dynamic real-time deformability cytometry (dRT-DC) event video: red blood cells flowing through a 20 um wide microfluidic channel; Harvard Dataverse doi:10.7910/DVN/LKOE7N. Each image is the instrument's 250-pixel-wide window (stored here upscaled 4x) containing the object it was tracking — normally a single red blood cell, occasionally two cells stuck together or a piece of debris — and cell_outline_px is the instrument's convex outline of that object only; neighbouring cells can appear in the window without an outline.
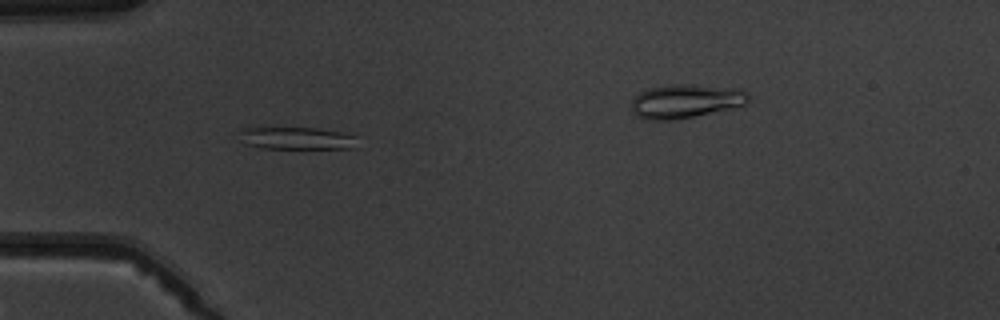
{"species": "common noctule bat (a hibernating species)", "species_latin": "Nyctalus noctula", "temperature_condition": "warm", "stored_images_in_passage": 6, "camera_frame_rate_fps": 3000, "um_per_image_px": 0.085, "animal": {"sex": "male", "body_mass_g": 19.5, "forearm_length_mm": 54.6}, "frame": {"image": 1, "passage_image": 2, "time_ms": 1.0, "image_size_px": [1000, 320], "cell_outline_px": [[356, 148], [264, 148], [248, 144], [240, 132], [240, 128], [316, 128], [340, 132], [356, 136]], "centroid_in_image_um": [25.3, 11.75], "position_along_channel_um": 59.7, "area_um2": 14.91}}
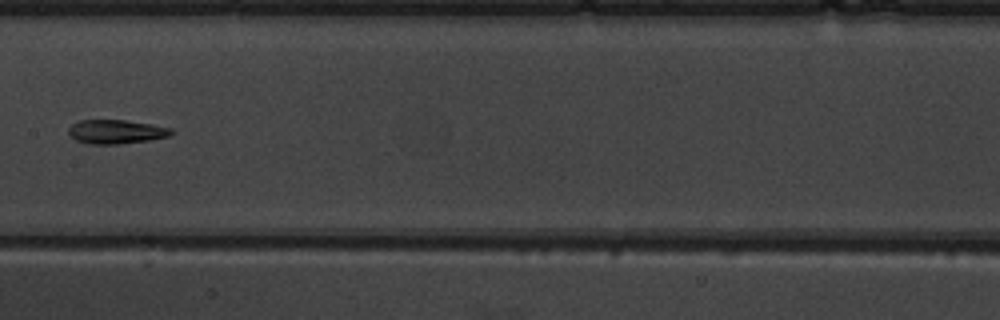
{"frame": {"image": 2, "passage_image": 5, "time_ms": 4.667, "image_size_px": [1000, 320], "cell_outline_px": [[176, 132], [168, 136], [148, 140], [116, 144], [88, 144], [76, 140], [68, 132], [68, 128], [72, 124], [80, 120], [124, 120], [152, 124], [172, 128]], "centroid_in_image_um": [9.88, 11.19], "position_along_channel_um": 197.5, "area_um2": 14.33}}
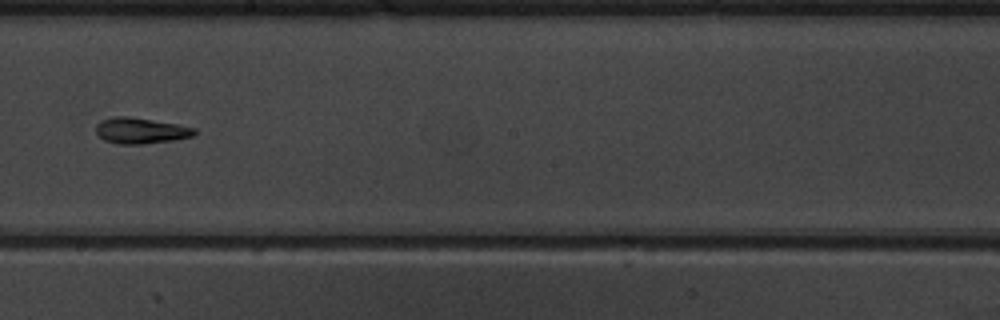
{"frame": {"image": 3, "passage_image": 6, "time_ms": 5.667, "image_size_px": [1000, 320], "cell_outline_px": [[200, 132], [192, 136], [172, 140], [144, 144], [120, 144], [104, 140], [96, 132], [96, 124], [100, 120], [112, 116], [128, 116], [176, 124], [196, 128]], "centroid_in_image_um": [11.96, 11.1], "position_along_channel_um": 236.2, "area_um2": 14.91}}